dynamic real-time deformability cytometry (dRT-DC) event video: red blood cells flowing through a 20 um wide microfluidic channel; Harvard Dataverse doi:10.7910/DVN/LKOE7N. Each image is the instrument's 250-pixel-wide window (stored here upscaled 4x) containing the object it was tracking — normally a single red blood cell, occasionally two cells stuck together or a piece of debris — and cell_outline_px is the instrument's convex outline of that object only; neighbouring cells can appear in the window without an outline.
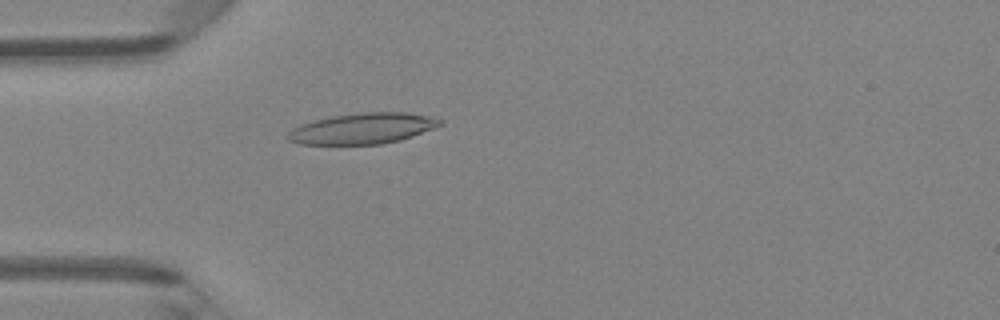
{"species": "Egyptian fruit bat (a non-hibernating species)", "species_latin": "Rousettus aegyptiacus", "temperature_condition": "room temperature", "stored_images_in_passage": 47, "camera_frame_rate_fps": 3000, "um_per_image_px": 0.085, "animal": {"sex": "female"}, "frame": {"image": 1, "passage_image": 14, "time_ms": 4.333, "image_size_px": [1000, 320], "cell_outline_px": [[444, 124], [412, 136], [400, 140], [380, 144], [300, 144], [288, 140], [288, 132], [292, 128], [300, 124], [332, 116], [360, 112], [408, 112], [432, 116], [444, 120]], "centroid_in_image_um": [30.87, 10.91], "position_along_channel_um": 54.1, "area_um2": 27.4}}
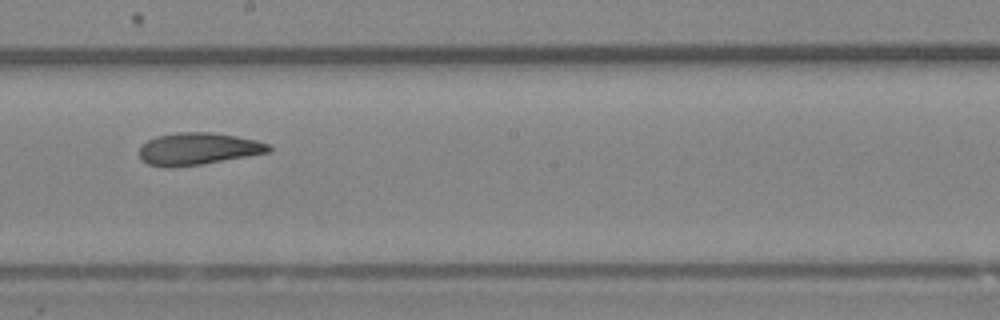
{"frame": {"image": 2, "passage_image": 27, "time_ms": 8.667, "image_size_px": [1000, 320], "cell_outline_px": [[272, 152], [200, 164], [172, 168], [168, 168], [148, 164], [140, 160], [140, 148], [148, 140], [156, 136], [176, 132], [212, 132], [236, 136], [256, 140], [268, 144], [272, 148]], "centroid_in_image_um": [16.83, 12.65], "position_along_channel_um": 231.4, "area_um2": 24.28}}
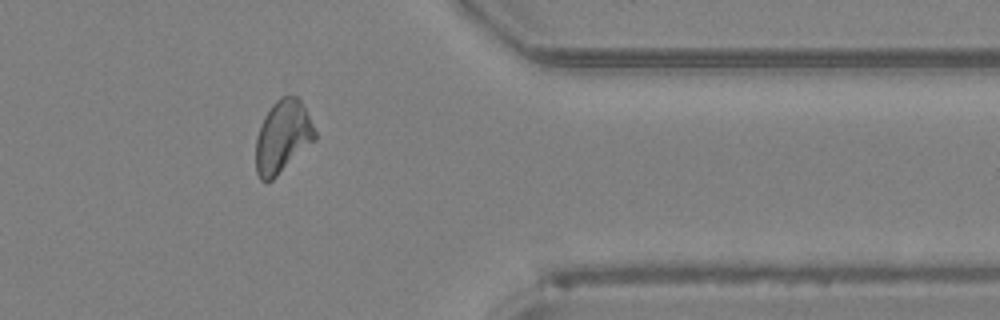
{"frame": {"image": 3, "passage_image": 39, "time_ms": 12.667, "image_size_px": [1000, 320], "cell_outline_px": [[316, 140], [272, 180], [264, 184], [260, 180], [256, 172], [256, 136], [264, 116], [272, 104], [280, 96], [296, 96], [300, 100], [316, 132]], "centroid_in_image_um": [24.0, 11.65], "position_along_channel_um": 387.4, "area_um2": 24.97}, "authors_computed_cell_mechanics": {"area_um2": 24.9118, "velocity_mm_per_s": 4.2662, "shape_relaxation_time_tau1_ms": 6.8347, "shape_relaxation_time_tau2_ms": 2.8873, "deformation_change_tau1": 0.187, "deformation_change_tau2": 0.1056}}